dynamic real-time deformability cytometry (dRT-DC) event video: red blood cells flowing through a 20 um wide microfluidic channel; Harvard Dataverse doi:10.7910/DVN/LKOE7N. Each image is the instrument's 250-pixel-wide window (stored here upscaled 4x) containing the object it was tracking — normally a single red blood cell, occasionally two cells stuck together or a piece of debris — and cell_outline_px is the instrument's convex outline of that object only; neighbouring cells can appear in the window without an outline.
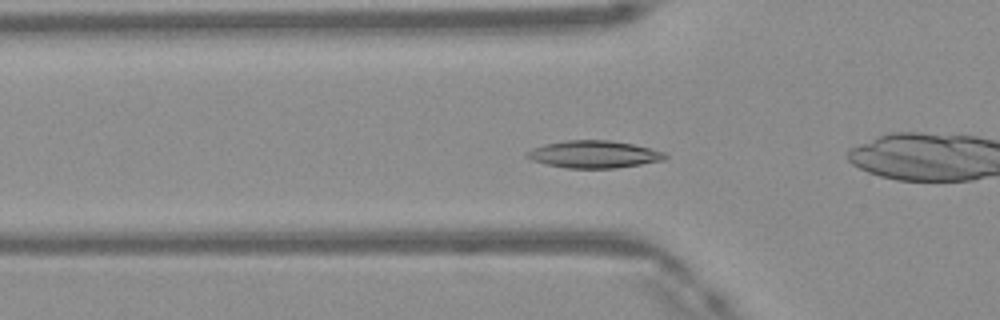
{"species": "Egyptian fruit bat (a non-hibernating species)", "species_latin": "Rousettus aegyptiacus", "temperature_condition": "warm", "stored_images_in_passage": 48, "camera_frame_rate_fps": 3000, "um_per_image_px": 0.085, "frame": {"image": 1, "passage_image": 15, "time_ms": 4.667, "image_size_px": [1000, 320], "cell_outline_px": [[668, 156], [664, 160], [616, 168], [568, 168], [548, 164], [532, 160], [524, 156], [524, 152], [532, 148], [544, 144], [564, 140], [608, 140], [632, 144], [664, 152]], "centroid_in_image_um": [50.44, 13.11], "position_along_channel_um": 75.4, "area_um2": 21.91}}
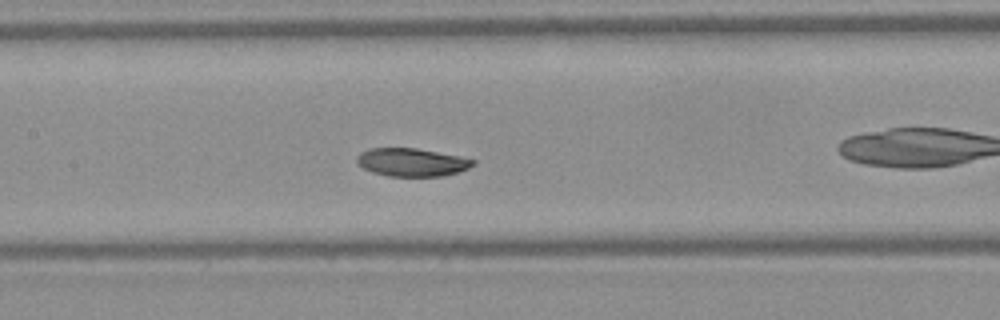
{"frame": {"image": 2, "passage_image": 22, "time_ms": 7.0, "image_size_px": [1000, 320], "cell_outline_px": [[476, 164], [460, 172], [444, 176], [388, 176], [372, 172], [356, 164], [356, 156], [360, 152], [368, 148], [416, 148], [460, 156], [476, 160]], "centroid_in_image_um": [35.0, 13.79], "position_along_channel_um": 172.4, "area_um2": 19.25}}
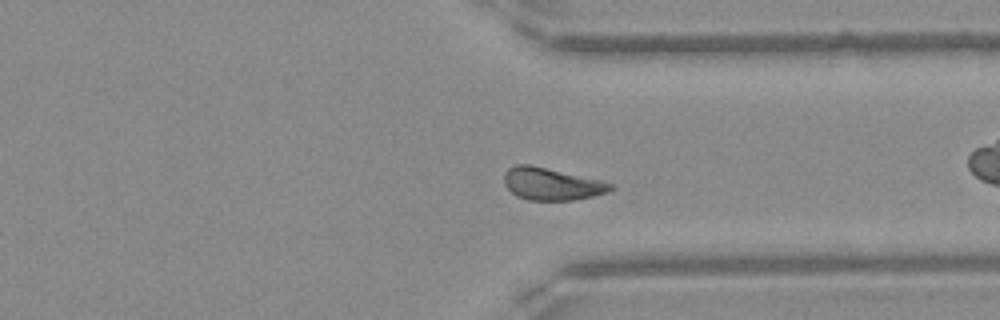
{"frame": {"image": 3, "passage_image": 36, "time_ms": 11.667, "image_size_px": [1000, 320], "cell_outline_px": [[616, 188], [608, 192], [592, 196], [572, 200], [528, 200], [516, 196], [504, 184], [504, 172], [508, 168], [516, 164], [528, 164], [604, 180], [612, 184]], "centroid_in_image_um": [46.9, 15.63], "position_along_channel_um": 364.5, "area_um2": 20.17}, "authors_computed_cell_mechanics": {"area_um2": 20.1144, "velocity_mm_per_s": 4.121, "shape_relaxation_time_tau1_ms": 2.5636, "shape_relaxation_time_tau2_ms": null, "deformation_change_tau1": 0.0927, "deformation_change_tau2": null}}